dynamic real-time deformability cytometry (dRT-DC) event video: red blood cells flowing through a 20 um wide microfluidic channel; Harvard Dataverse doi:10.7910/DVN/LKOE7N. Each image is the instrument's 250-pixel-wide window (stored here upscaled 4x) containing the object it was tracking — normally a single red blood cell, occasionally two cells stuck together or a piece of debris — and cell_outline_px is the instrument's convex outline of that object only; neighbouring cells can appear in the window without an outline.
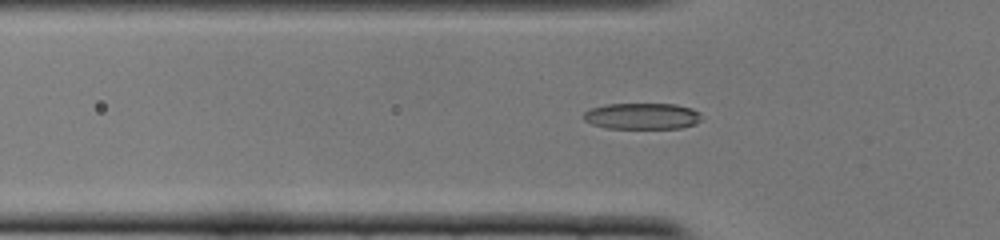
{"species": "common noctule bat (a hibernating species)", "species_latin": "Nyctalus noctula", "temperature_condition": "cold", "stored_images_in_passage": 49, "camera_frame_rate_fps": 3000, "um_per_image_px": 0.085, "animal": {"sex": "female", "body_mass_g": 22.0, "forearm_length_mm": 56.7}, "frame": {"image": 1, "passage_image": 16, "time_ms": 5.0, "image_size_px": [1000, 240], "cell_outline_px": [[704, 116], [696, 124], [680, 128], [604, 128], [592, 124], [584, 120], [584, 112], [592, 108], [608, 104], [676, 104], [692, 108], [700, 112]], "centroid_in_image_um": [54.63, 9.87], "position_along_channel_um": 71.2, "area_um2": 18.15}}
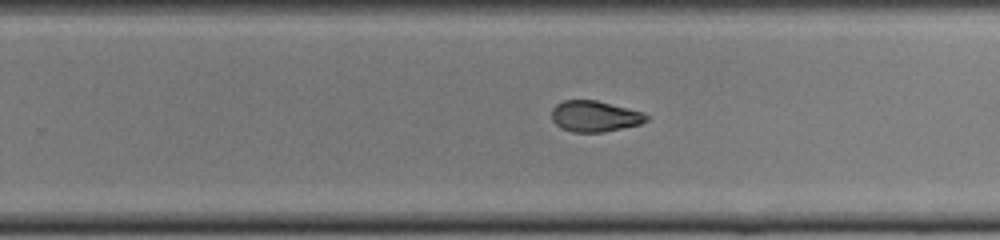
{"frame": {"image": 2, "passage_image": 32, "time_ms": 10.333, "image_size_px": [1000, 240], "cell_outline_px": [[648, 120], [640, 124], [604, 132], [572, 132], [560, 128], [552, 120], [552, 108], [556, 104], [564, 100], [596, 100], [644, 112], [648, 116]], "centroid_in_image_um": [50.54, 9.88], "position_along_channel_um": 279.3, "area_um2": 17.17}}
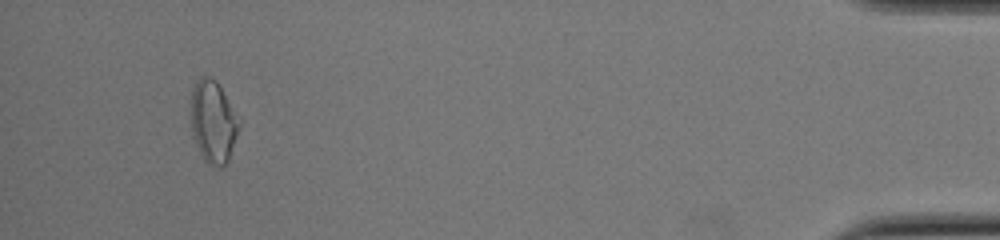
{"frame": {"image": 3, "passage_image": 48, "time_ms": 15.667, "image_size_px": [1000, 240], "cell_outline_px": [[240, 128], [228, 160], [220, 168], [212, 168], [204, 160], [192, 136], [192, 88], [196, 80], [200, 76], [208, 76], [216, 80], [240, 120]], "centroid_in_image_um": [18.12, 10.37], "position_along_channel_um": 417.1, "area_um2": 23.06}}